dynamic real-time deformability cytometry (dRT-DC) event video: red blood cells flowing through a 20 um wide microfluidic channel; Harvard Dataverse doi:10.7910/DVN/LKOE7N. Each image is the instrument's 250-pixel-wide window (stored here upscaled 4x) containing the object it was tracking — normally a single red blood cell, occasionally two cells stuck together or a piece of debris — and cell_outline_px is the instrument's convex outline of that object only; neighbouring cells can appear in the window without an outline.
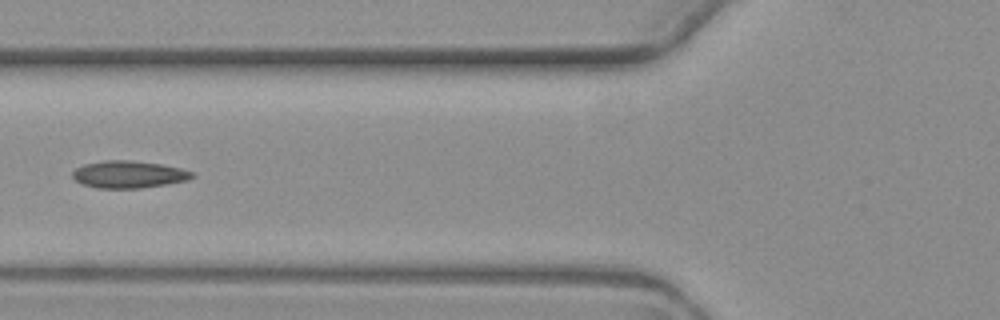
{"species": "common noctule bat (a hibernating species)", "species_latin": "Nyctalus noctula", "temperature_condition": "warm", "stored_images_in_passage": 7, "camera_frame_rate_fps": 3000, "um_per_image_px": 0.085, "animal": {"sex": "female", "body_mass_g": 19.3, "forearm_length_mm": 54.1}, "frame": {"image": 1, "passage_image": 7, "time_ms": 7.0, "image_size_px": [1000, 320], "cell_outline_px": [[196, 176], [188, 180], [140, 188], [96, 188], [80, 184], [72, 176], [72, 172], [76, 168], [84, 164], [104, 160], [128, 160], [160, 164], [180, 168], [192, 172]], "centroid_in_image_um": [10.9, 14.82], "position_along_channel_um": 114.9, "area_um2": 18.9}}